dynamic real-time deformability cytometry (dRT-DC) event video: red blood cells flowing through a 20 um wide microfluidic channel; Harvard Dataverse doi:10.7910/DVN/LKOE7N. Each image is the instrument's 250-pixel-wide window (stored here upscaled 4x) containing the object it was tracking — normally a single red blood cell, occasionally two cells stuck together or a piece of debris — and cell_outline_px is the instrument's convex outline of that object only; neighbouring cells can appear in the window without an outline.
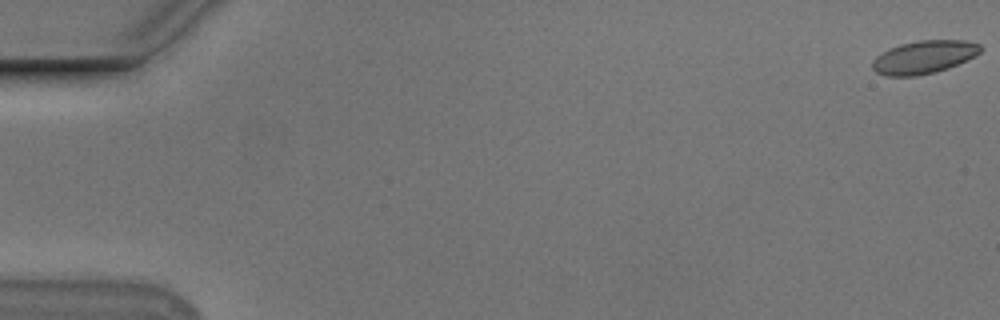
{"species": "Egyptian fruit bat (a non-hibernating species)", "species_latin": "Rousettus aegyptiacus", "temperature_condition": "cold", "stored_images_in_passage": 49, "camera_frame_rate_fps": 3000, "um_per_image_px": 0.085, "animal": {"sex": "male"}, "frame": {"image": 1, "passage_image": 1, "time_ms": 0.0, "image_size_px": [1000, 320], "cell_outline_px": [[980, 52], [976, 56], [948, 68], [936, 72], [916, 76], [884, 76], [876, 72], [872, 68], [872, 60], [876, 56], [888, 48], [900, 44], [916, 40], [964, 40], [980, 44]], "centroid_in_image_um": [78.5, 4.85], "position_along_channel_um": 6.5, "area_um2": 20.98}}
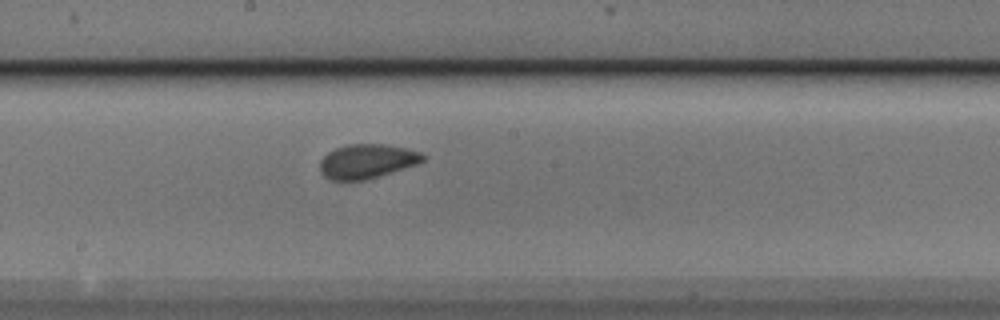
{"frame": {"image": 2, "passage_image": 31, "time_ms": 10.0, "image_size_px": [1000, 320], "cell_outline_px": [[424, 160], [416, 164], [364, 180], [332, 180], [324, 176], [320, 172], [320, 160], [328, 152], [336, 148], [348, 144], [388, 144], [420, 152], [424, 156]], "centroid_in_image_um": [31.15, 13.7], "position_along_channel_um": 217.0, "area_um2": 20.29}}
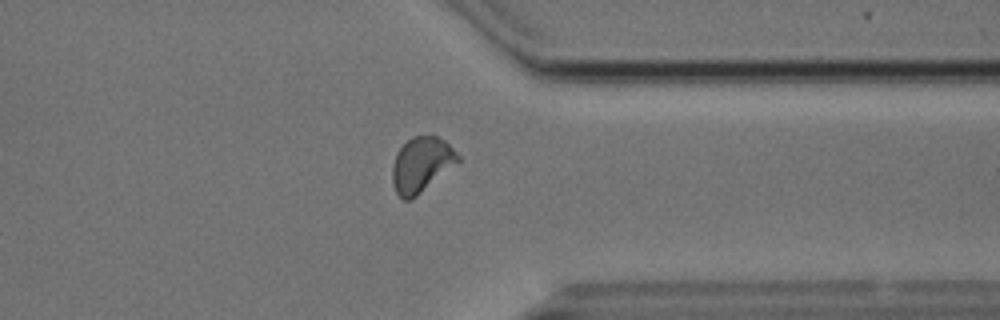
{"frame": {"image": 3, "passage_image": 44, "time_ms": 14.333, "image_size_px": [1000, 320], "cell_outline_px": [[460, 160], [412, 200], [404, 200], [396, 192], [392, 180], [392, 164], [396, 152], [412, 136], [436, 136], [444, 140], [460, 156]], "centroid_in_image_um": [35.79, 13.99], "position_along_channel_um": 375.6, "area_um2": 20.81}}